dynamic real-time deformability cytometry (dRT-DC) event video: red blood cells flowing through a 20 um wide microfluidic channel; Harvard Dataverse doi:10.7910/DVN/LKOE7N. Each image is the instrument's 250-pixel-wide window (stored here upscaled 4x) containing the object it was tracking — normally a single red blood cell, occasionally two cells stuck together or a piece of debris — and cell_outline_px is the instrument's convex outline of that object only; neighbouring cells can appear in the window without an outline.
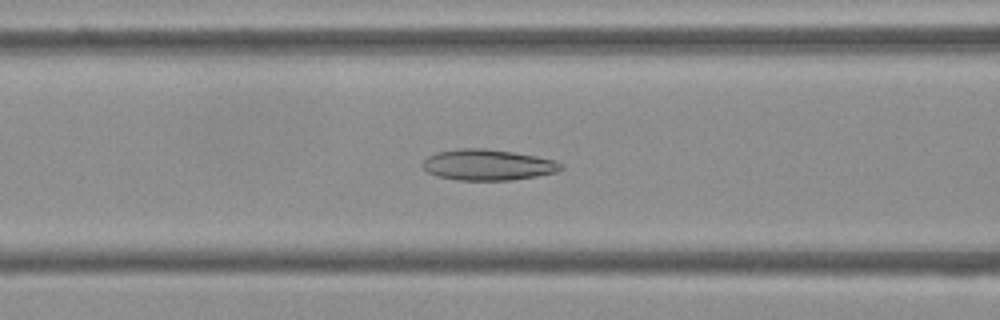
{"species": "Egyptian fruit bat (a non-hibernating species)", "species_latin": "Rousettus aegyptiacus", "temperature_condition": "cold", "stored_images_in_passage": 54, "segment_of_instrument_passage": [1, 2], "camera_frame_rate_fps": 3000, "um_per_image_px": 0.085, "frame": {"image": 1, "passage_image": 21, "time_ms": 6.667, "image_size_px": [1000, 320], "cell_outline_px": [[564, 168], [556, 172], [536, 176], [512, 180], [456, 180], [436, 176], [428, 172], [420, 164], [428, 156], [436, 152], [460, 148], [484, 148], [512, 152], [536, 156], [552, 160], [564, 164]], "centroid_in_image_um": [41.44, 14.01], "position_along_channel_um": 125.2, "area_um2": 24.97}}
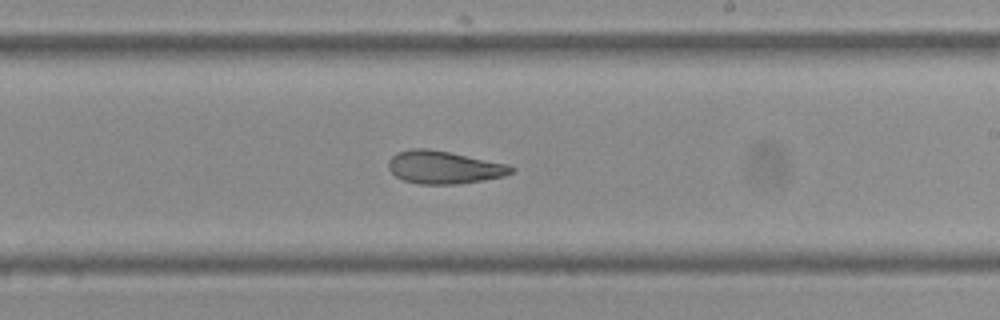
{"frame": {"image": 2, "passage_image": 31, "time_ms": 10.0, "image_size_px": [1000, 320], "cell_outline_px": [[516, 168], [512, 172], [504, 176], [484, 180], [456, 184], [420, 184], [404, 180], [396, 176], [388, 168], [388, 160], [396, 152], [412, 148], [428, 148], [508, 164]], "centroid_in_image_um": [37.72, 14.22], "position_along_channel_um": 251.3, "area_um2": 23.41}}
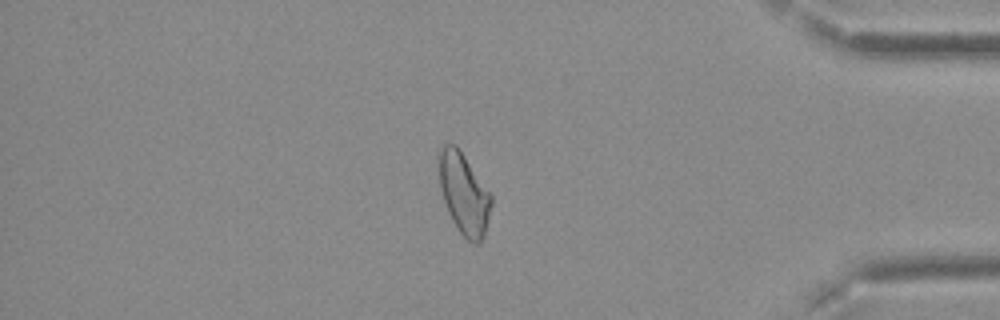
{"frame": {"image": 3, "passage_image": 45, "time_ms": 14.667, "image_size_px": [1000, 320], "cell_outline_px": [[492, 204], [484, 236], [480, 244], [472, 244], [460, 232], [452, 220], [448, 212], [440, 188], [436, 156], [440, 144], [456, 144], [492, 196]], "centroid_in_image_um": [39.39, 16.42], "position_along_channel_um": 395.8, "area_um2": 25.03}}